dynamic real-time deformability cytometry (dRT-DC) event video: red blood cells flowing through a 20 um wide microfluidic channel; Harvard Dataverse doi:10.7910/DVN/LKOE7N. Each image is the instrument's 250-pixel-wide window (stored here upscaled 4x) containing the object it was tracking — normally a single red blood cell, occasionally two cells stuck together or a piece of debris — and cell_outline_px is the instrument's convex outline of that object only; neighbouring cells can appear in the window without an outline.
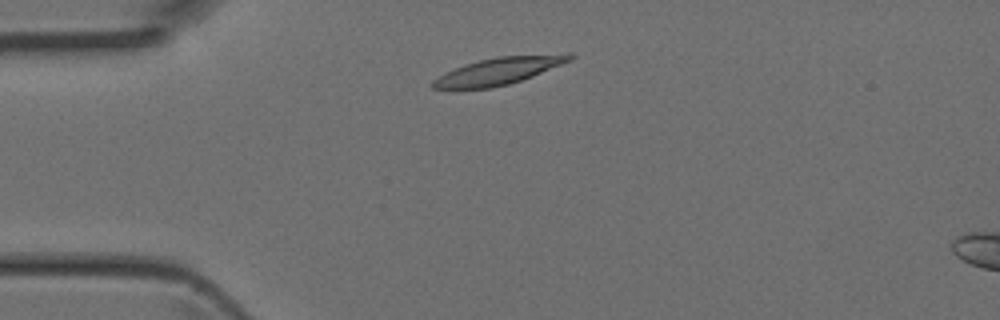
{"species": "Egyptian fruit bat (a non-hibernating species)", "species_latin": "Rousettus aegyptiacus", "temperature_condition": "room temperature", "stored_images_in_passage": 2, "camera_frame_rate_fps": 3000, "um_per_image_px": 0.085, "animal": {"sex": "female"}, "frame": {"image": 1, "passage_image": 1, "time_ms": 0.0, "image_size_px": [1000, 320], "cell_outline_px": [[576, 56], [572, 60], [532, 76], [508, 84], [492, 88], [452, 92], [432, 88], [428, 84], [432, 80], [464, 64], [496, 56], [568, 52], [572, 52]], "centroid_in_image_um": [42.36, 6.06], "position_along_channel_um": 42.6, "area_um2": 22.6}}